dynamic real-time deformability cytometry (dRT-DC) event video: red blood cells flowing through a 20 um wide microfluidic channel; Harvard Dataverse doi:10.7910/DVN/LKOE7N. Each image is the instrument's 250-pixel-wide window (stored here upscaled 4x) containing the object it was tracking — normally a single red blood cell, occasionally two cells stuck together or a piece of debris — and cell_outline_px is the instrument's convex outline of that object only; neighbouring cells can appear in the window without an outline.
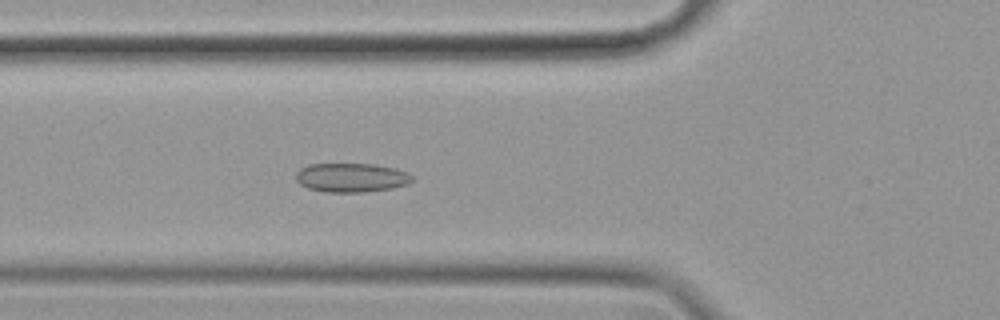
{"species": "common noctule bat (a hibernating species)", "species_latin": "Nyctalus noctula", "temperature_condition": "cold", "stored_images_in_passage": 57, "camera_frame_rate_fps": 3000, "um_per_image_px": 0.085, "animal": {"sex": "female", "body_mass_g": 19.9}, "frame": {"image": 1, "passage_image": 19, "time_ms": 6.0, "image_size_px": [1000, 320], "cell_outline_px": [[412, 180], [408, 184], [392, 188], [364, 192], [324, 192], [308, 188], [300, 184], [296, 180], [296, 172], [300, 168], [308, 164], [372, 164], [396, 168], [408, 172], [412, 176]], "centroid_in_image_um": [29.85, 15.09], "position_along_channel_um": 95.9, "area_um2": 19.77}}
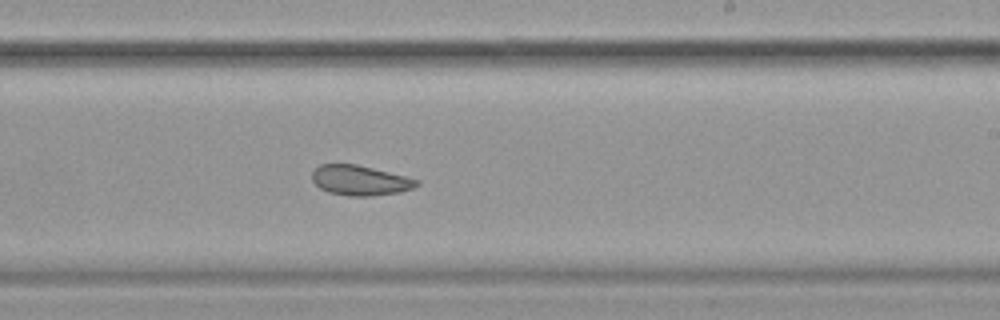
{"frame": {"image": 2, "passage_image": 33, "time_ms": 10.667, "image_size_px": [1000, 320], "cell_outline_px": [[420, 184], [412, 188], [400, 192], [372, 196], [348, 196], [328, 192], [320, 188], [312, 180], [312, 172], [320, 164], [356, 164], [420, 180]], "centroid_in_image_um": [30.59, 15.34], "position_along_channel_um": 258.4, "area_um2": 18.21}}
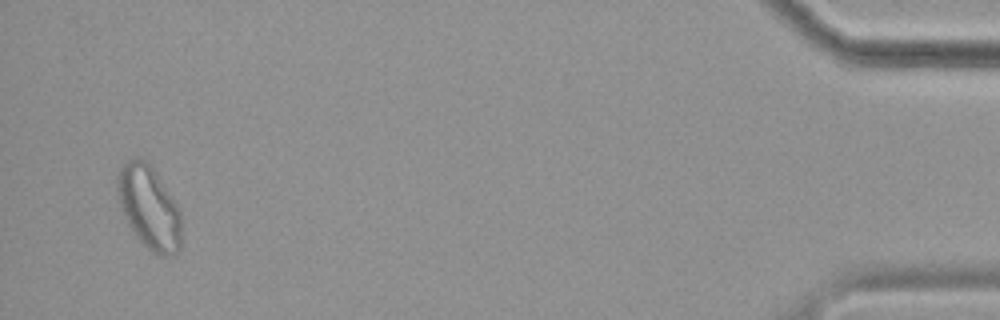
{"frame": {"image": 3, "passage_image": 54, "time_ms": 17.667, "image_size_px": [1000, 320], "cell_outline_px": [[180, 252], [172, 256], [160, 256], [152, 252], [136, 236], [128, 224], [124, 216], [120, 204], [116, 184], [120, 168], [128, 160], [136, 156], [144, 160], [152, 168], [176, 204], [180, 212]], "centroid_in_image_um": [12.66, 17.67], "position_along_channel_um": 422.5, "area_um2": 30.52}}